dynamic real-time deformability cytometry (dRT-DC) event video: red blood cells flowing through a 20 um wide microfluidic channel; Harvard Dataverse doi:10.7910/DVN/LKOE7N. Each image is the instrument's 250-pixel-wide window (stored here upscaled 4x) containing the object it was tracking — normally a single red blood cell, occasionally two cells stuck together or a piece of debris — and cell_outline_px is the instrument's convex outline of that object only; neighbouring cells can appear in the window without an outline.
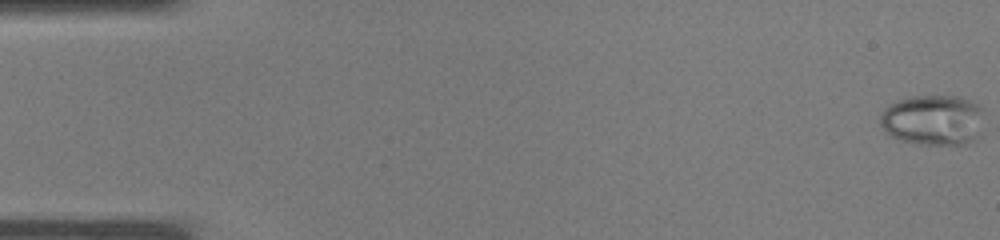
{"species": "common noctule bat (a hibernating species)", "species_latin": "Nyctalus noctula", "temperature_condition": "warm", "stored_images_in_passage": 36, "camera_frame_rate_fps": 3000, "um_per_image_px": 0.085, "animal": {"sex": "male", "body_mass_g": 19.0, "forearm_length_mm": 50.8}, "frame": {"image": 1, "passage_image": 1, "time_ms": 0.0, "image_size_px": [1000, 240], "cell_outline_px": [[980, 112], [972, 140], [968, 144], [920, 144], [900, 140], [884, 132], [880, 124], [880, 116], [884, 108], [888, 104], [908, 96], [960, 96], [976, 104], [980, 108]], "centroid_in_image_um": [79.15, 10.18], "position_along_channel_um": 5.8, "area_um2": 29.82}}
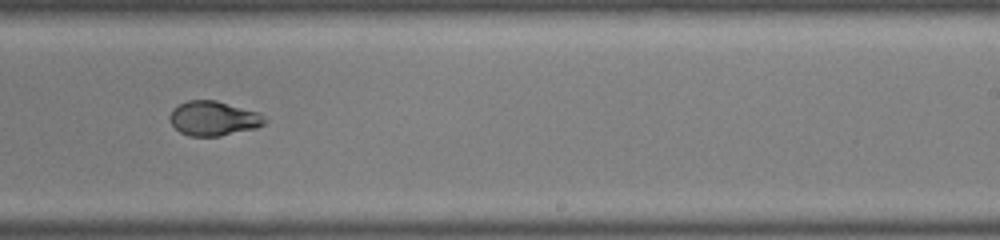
{"frame": {"image": 2, "passage_image": 24, "time_ms": 7.667, "image_size_px": [1000, 240], "cell_outline_px": [[268, 120], [264, 124], [256, 128], [220, 136], [188, 136], [180, 132], [172, 124], [168, 116], [172, 108], [188, 100], [216, 100], [260, 112]], "centroid_in_image_um": [18.16, 10.06], "position_along_channel_um": 270.8, "area_um2": 19.31}}
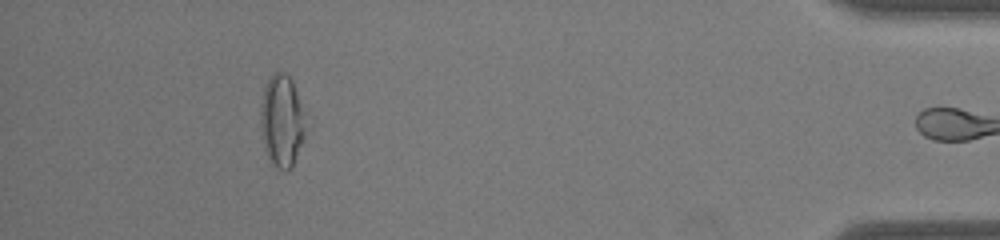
{"frame": {"image": 3, "passage_image": 35, "time_ms": 11.333, "image_size_px": [1000, 240], "cell_outline_px": [[304, 132], [292, 168], [276, 168], [268, 160], [264, 148], [260, 128], [260, 104], [264, 88], [272, 72], [284, 72], [292, 80], [300, 104], [304, 128]], "centroid_in_image_um": [23.88, 10.27], "position_along_channel_um": 411.3, "area_um2": 23.64}}